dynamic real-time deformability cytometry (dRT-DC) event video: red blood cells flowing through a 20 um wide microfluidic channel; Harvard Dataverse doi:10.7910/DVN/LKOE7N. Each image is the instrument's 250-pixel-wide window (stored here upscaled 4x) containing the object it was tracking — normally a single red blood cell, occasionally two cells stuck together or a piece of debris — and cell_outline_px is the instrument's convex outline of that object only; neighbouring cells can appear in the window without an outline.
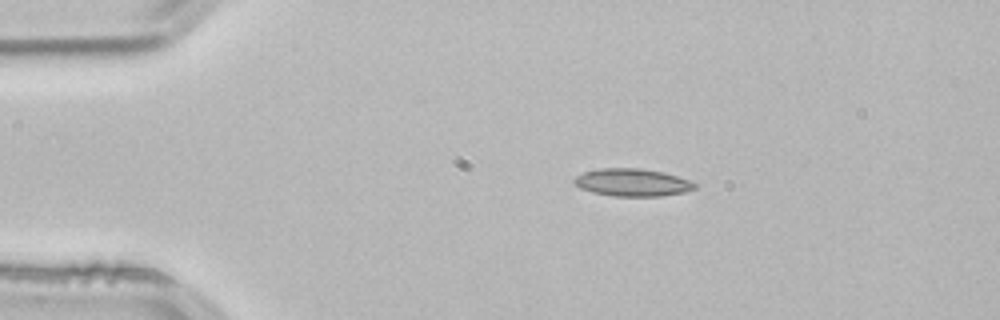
{"species": "common noctule bat (a hibernating species)", "species_latin": "Nyctalus noctula", "temperature_condition": "room temperature", "stored_images_in_passage": 44, "camera_frame_rate_fps": 3000, "um_per_image_px": 0.085, "animal": {"sex": "male", "body_mass_g": 21.5, "forearm_length_mm": 52.0}, "frame": {"image": 1, "passage_image": 1, "time_ms": 0.0, "image_size_px": [1000, 320], "cell_outline_px": [[696, 188], [684, 192], [660, 196], [612, 196], [592, 192], [580, 188], [572, 180], [576, 176], [584, 172], [600, 168], [640, 168], [664, 172], [688, 180], [696, 184]], "centroid_in_image_um": [53.73, 15.5], "position_along_channel_um": 31.3, "area_um2": 19.31}}
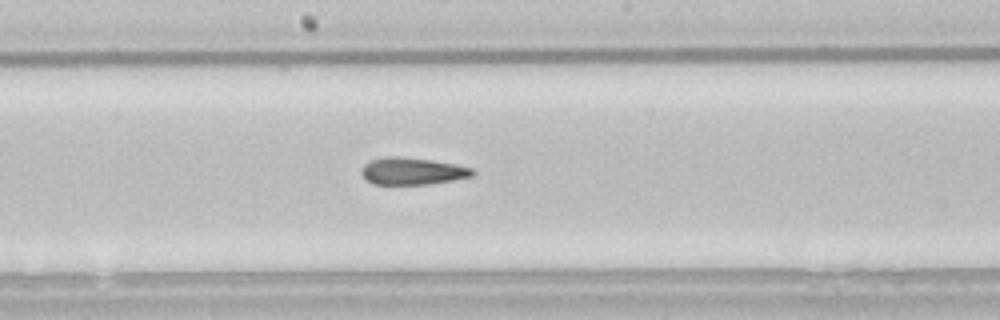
{"frame": {"image": 2, "passage_image": 19, "time_ms": 6.0, "image_size_px": [1000, 320], "cell_outline_px": [[476, 172], [472, 176], [452, 180], [428, 184], [372, 184], [360, 172], [364, 164], [372, 160], [384, 156], [400, 156], [432, 160], [456, 164], [472, 168]], "centroid_in_image_um": [35.05, 14.53], "position_along_channel_um": 213.1, "area_um2": 17.51}}
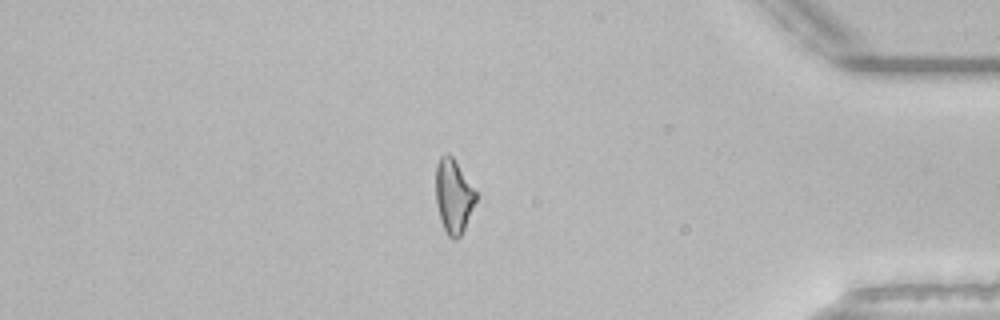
{"frame": {"image": 3, "passage_image": 36, "time_ms": 11.667, "image_size_px": [1000, 320], "cell_outline_px": [[476, 200], [464, 228], [460, 236], [456, 240], [452, 240], [448, 236], [440, 220], [436, 204], [436, 164], [440, 156], [448, 152], [452, 156], [476, 192]], "centroid_in_image_um": [38.52, 16.67], "position_along_channel_um": 396.7, "area_um2": 17.11}, "authors_computed_cell_mechanics": {"area_um2": 17.918, "velocity_mm_per_s": 3.8372, "shape_relaxation_time_tau1_ms": null, "shape_relaxation_time_tau2_ms": 1.9085, "deformation_change_tau1": null, "deformation_change_tau2": 0.0941}}